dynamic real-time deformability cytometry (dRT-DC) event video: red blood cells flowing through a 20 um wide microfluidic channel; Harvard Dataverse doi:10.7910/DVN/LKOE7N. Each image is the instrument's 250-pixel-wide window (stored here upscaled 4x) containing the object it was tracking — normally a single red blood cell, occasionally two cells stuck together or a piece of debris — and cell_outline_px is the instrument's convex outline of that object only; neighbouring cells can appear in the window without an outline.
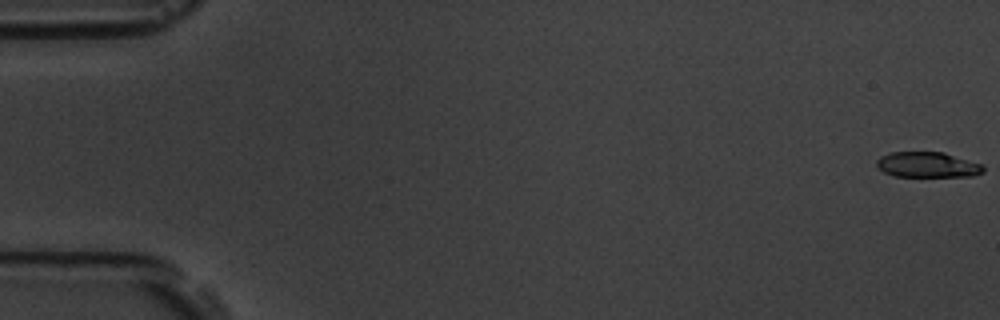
{"species": "common noctule bat (a hibernating species)", "species_latin": "Nyctalus noctula", "temperature_condition": "room temperature", "stored_images_in_passage": 6, "segment_of_instrument_passage": [2, 2], "camera_frame_rate_fps": 3000, "um_per_image_px": 0.085, "animal": {"sex": "male", "body_mass_g": 19.5, "forearm_length_mm": 54.6}, "frame": {"image": 1, "passage_image": 6, "time_ms": 6.667, "image_size_px": [1000, 320], "cell_outline_px": [[984, 172], [972, 176], [896, 176], [884, 172], [876, 164], [876, 160], [880, 156], [892, 152], [944, 152], [984, 164]], "centroid_in_image_um": [78.88, 13.99], "position_along_channel_um": 6.1, "area_um2": 15.84}}